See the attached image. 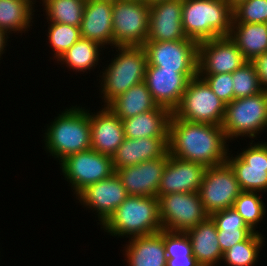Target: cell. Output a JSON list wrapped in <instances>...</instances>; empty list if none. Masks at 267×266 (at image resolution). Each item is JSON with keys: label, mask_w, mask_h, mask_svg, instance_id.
I'll return each instance as SVG.
<instances>
[{"label": "cell", "mask_w": 267, "mask_h": 266, "mask_svg": "<svg viewBox=\"0 0 267 266\" xmlns=\"http://www.w3.org/2000/svg\"><path fill=\"white\" fill-rule=\"evenodd\" d=\"M258 192L242 191L236 198L233 208L241 215L248 227L256 231L259 222L264 219L266 213V205Z\"/></svg>", "instance_id": "33"}, {"label": "cell", "mask_w": 267, "mask_h": 266, "mask_svg": "<svg viewBox=\"0 0 267 266\" xmlns=\"http://www.w3.org/2000/svg\"><path fill=\"white\" fill-rule=\"evenodd\" d=\"M42 3L47 22L81 26L86 0H42Z\"/></svg>", "instance_id": "31"}, {"label": "cell", "mask_w": 267, "mask_h": 266, "mask_svg": "<svg viewBox=\"0 0 267 266\" xmlns=\"http://www.w3.org/2000/svg\"><path fill=\"white\" fill-rule=\"evenodd\" d=\"M33 6L27 0H0V29L8 35L10 33L22 35L23 32H27L34 23L32 16H34L35 6Z\"/></svg>", "instance_id": "29"}, {"label": "cell", "mask_w": 267, "mask_h": 266, "mask_svg": "<svg viewBox=\"0 0 267 266\" xmlns=\"http://www.w3.org/2000/svg\"><path fill=\"white\" fill-rule=\"evenodd\" d=\"M232 7L225 0H182V26L197 43L229 36Z\"/></svg>", "instance_id": "4"}, {"label": "cell", "mask_w": 267, "mask_h": 266, "mask_svg": "<svg viewBox=\"0 0 267 266\" xmlns=\"http://www.w3.org/2000/svg\"><path fill=\"white\" fill-rule=\"evenodd\" d=\"M123 251L129 266H166L164 230L130 238Z\"/></svg>", "instance_id": "23"}, {"label": "cell", "mask_w": 267, "mask_h": 266, "mask_svg": "<svg viewBox=\"0 0 267 266\" xmlns=\"http://www.w3.org/2000/svg\"><path fill=\"white\" fill-rule=\"evenodd\" d=\"M103 107L90 113L91 149L112 157L123 143L124 128L121 119L107 106Z\"/></svg>", "instance_id": "20"}, {"label": "cell", "mask_w": 267, "mask_h": 266, "mask_svg": "<svg viewBox=\"0 0 267 266\" xmlns=\"http://www.w3.org/2000/svg\"><path fill=\"white\" fill-rule=\"evenodd\" d=\"M158 200L165 231L186 233L209 217L198 192L169 193Z\"/></svg>", "instance_id": "9"}, {"label": "cell", "mask_w": 267, "mask_h": 266, "mask_svg": "<svg viewBox=\"0 0 267 266\" xmlns=\"http://www.w3.org/2000/svg\"><path fill=\"white\" fill-rule=\"evenodd\" d=\"M198 74H181L177 70L147 66L144 82L158 106L171 112L179 105L190 79Z\"/></svg>", "instance_id": "16"}, {"label": "cell", "mask_w": 267, "mask_h": 266, "mask_svg": "<svg viewBox=\"0 0 267 266\" xmlns=\"http://www.w3.org/2000/svg\"><path fill=\"white\" fill-rule=\"evenodd\" d=\"M27 1H30L32 4L36 3V0H27Z\"/></svg>", "instance_id": "44"}, {"label": "cell", "mask_w": 267, "mask_h": 266, "mask_svg": "<svg viewBox=\"0 0 267 266\" xmlns=\"http://www.w3.org/2000/svg\"><path fill=\"white\" fill-rule=\"evenodd\" d=\"M112 8L113 0H86L80 36L113 48Z\"/></svg>", "instance_id": "21"}, {"label": "cell", "mask_w": 267, "mask_h": 266, "mask_svg": "<svg viewBox=\"0 0 267 266\" xmlns=\"http://www.w3.org/2000/svg\"><path fill=\"white\" fill-rule=\"evenodd\" d=\"M210 89L226 104L234 100L233 80L231 73L198 75Z\"/></svg>", "instance_id": "37"}, {"label": "cell", "mask_w": 267, "mask_h": 266, "mask_svg": "<svg viewBox=\"0 0 267 266\" xmlns=\"http://www.w3.org/2000/svg\"><path fill=\"white\" fill-rule=\"evenodd\" d=\"M263 236L260 232H253L245 241L235 244L223 253L222 261L226 266H254L259 259Z\"/></svg>", "instance_id": "32"}, {"label": "cell", "mask_w": 267, "mask_h": 266, "mask_svg": "<svg viewBox=\"0 0 267 266\" xmlns=\"http://www.w3.org/2000/svg\"><path fill=\"white\" fill-rule=\"evenodd\" d=\"M234 99L259 94L261 89L257 71L251 61L245 62L232 73Z\"/></svg>", "instance_id": "35"}, {"label": "cell", "mask_w": 267, "mask_h": 266, "mask_svg": "<svg viewBox=\"0 0 267 266\" xmlns=\"http://www.w3.org/2000/svg\"><path fill=\"white\" fill-rule=\"evenodd\" d=\"M232 13V23H267V0L240 1Z\"/></svg>", "instance_id": "36"}, {"label": "cell", "mask_w": 267, "mask_h": 266, "mask_svg": "<svg viewBox=\"0 0 267 266\" xmlns=\"http://www.w3.org/2000/svg\"><path fill=\"white\" fill-rule=\"evenodd\" d=\"M101 229L111 236L129 239L160 232L163 228L158 198L128 195L101 225Z\"/></svg>", "instance_id": "3"}, {"label": "cell", "mask_w": 267, "mask_h": 266, "mask_svg": "<svg viewBox=\"0 0 267 266\" xmlns=\"http://www.w3.org/2000/svg\"><path fill=\"white\" fill-rule=\"evenodd\" d=\"M186 234L191 242L193 256L200 266H218L222 263L223 253L219 246L217 227L210 216Z\"/></svg>", "instance_id": "24"}, {"label": "cell", "mask_w": 267, "mask_h": 266, "mask_svg": "<svg viewBox=\"0 0 267 266\" xmlns=\"http://www.w3.org/2000/svg\"><path fill=\"white\" fill-rule=\"evenodd\" d=\"M59 165L76 195L88 185L107 179L115 173L112 157L92 149L71 154Z\"/></svg>", "instance_id": "10"}, {"label": "cell", "mask_w": 267, "mask_h": 266, "mask_svg": "<svg viewBox=\"0 0 267 266\" xmlns=\"http://www.w3.org/2000/svg\"><path fill=\"white\" fill-rule=\"evenodd\" d=\"M229 142L220 125L195 123L171 115L168 152L175 158L206 167L226 162Z\"/></svg>", "instance_id": "1"}, {"label": "cell", "mask_w": 267, "mask_h": 266, "mask_svg": "<svg viewBox=\"0 0 267 266\" xmlns=\"http://www.w3.org/2000/svg\"><path fill=\"white\" fill-rule=\"evenodd\" d=\"M172 112L162 106L121 120L126 138L168 137Z\"/></svg>", "instance_id": "25"}, {"label": "cell", "mask_w": 267, "mask_h": 266, "mask_svg": "<svg viewBox=\"0 0 267 266\" xmlns=\"http://www.w3.org/2000/svg\"><path fill=\"white\" fill-rule=\"evenodd\" d=\"M128 197L126 188L114 173L111 177L90 184L76 195L80 204L97 214L102 225L117 207Z\"/></svg>", "instance_id": "15"}, {"label": "cell", "mask_w": 267, "mask_h": 266, "mask_svg": "<svg viewBox=\"0 0 267 266\" xmlns=\"http://www.w3.org/2000/svg\"><path fill=\"white\" fill-rule=\"evenodd\" d=\"M247 60L229 36L198 43V75L233 73Z\"/></svg>", "instance_id": "14"}, {"label": "cell", "mask_w": 267, "mask_h": 266, "mask_svg": "<svg viewBox=\"0 0 267 266\" xmlns=\"http://www.w3.org/2000/svg\"><path fill=\"white\" fill-rule=\"evenodd\" d=\"M221 127L229 142L240 137L254 139L264 133L267 130V92L234 99L226 104Z\"/></svg>", "instance_id": "6"}, {"label": "cell", "mask_w": 267, "mask_h": 266, "mask_svg": "<svg viewBox=\"0 0 267 266\" xmlns=\"http://www.w3.org/2000/svg\"><path fill=\"white\" fill-rule=\"evenodd\" d=\"M225 108L226 103L219 99L208 84L197 75L189 80L172 116L189 122L221 126Z\"/></svg>", "instance_id": "7"}, {"label": "cell", "mask_w": 267, "mask_h": 266, "mask_svg": "<svg viewBox=\"0 0 267 266\" xmlns=\"http://www.w3.org/2000/svg\"><path fill=\"white\" fill-rule=\"evenodd\" d=\"M182 39H188L182 26V0H166L151 5L146 41Z\"/></svg>", "instance_id": "19"}, {"label": "cell", "mask_w": 267, "mask_h": 266, "mask_svg": "<svg viewBox=\"0 0 267 266\" xmlns=\"http://www.w3.org/2000/svg\"><path fill=\"white\" fill-rule=\"evenodd\" d=\"M210 217L216 224L222 253L235 244L245 241L254 232L233 207L216 211Z\"/></svg>", "instance_id": "28"}, {"label": "cell", "mask_w": 267, "mask_h": 266, "mask_svg": "<svg viewBox=\"0 0 267 266\" xmlns=\"http://www.w3.org/2000/svg\"><path fill=\"white\" fill-rule=\"evenodd\" d=\"M9 39V35L3 31L2 29H0V58L2 56L3 53H5V50L4 48H6V46L8 45L7 44V41Z\"/></svg>", "instance_id": "41"}, {"label": "cell", "mask_w": 267, "mask_h": 266, "mask_svg": "<svg viewBox=\"0 0 267 266\" xmlns=\"http://www.w3.org/2000/svg\"><path fill=\"white\" fill-rule=\"evenodd\" d=\"M162 1H166V0H144V2L146 4H148L149 6L155 4V3H159V2H162Z\"/></svg>", "instance_id": "42"}, {"label": "cell", "mask_w": 267, "mask_h": 266, "mask_svg": "<svg viewBox=\"0 0 267 266\" xmlns=\"http://www.w3.org/2000/svg\"><path fill=\"white\" fill-rule=\"evenodd\" d=\"M57 115L47 124L43 136L45 151L60 163L71 154L90 150V110L75 105Z\"/></svg>", "instance_id": "2"}, {"label": "cell", "mask_w": 267, "mask_h": 266, "mask_svg": "<svg viewBox=\"0 0 267 266\" xmlns=\"http://www.w3.org/2000/svg\"><path fill=\"white\" fill-rule=\"evenodd\" d=\"M102 48L104 50L100 44L81 37L56 61L66 64V67L76 73L83 72L82 74H84L87 70L91 71L97 67L101 60Z\"/></svg>", "instance_id": "30"}, {"label": "cell", "mask_w": 267, "mask_h": 266, "mask_svg": "<svg viewBox=\"0 0 267 266\" xmlns=\"http://www.w3.org/2000/svg\"><path fill=\"white\" fill-rule=\"evenodd\" d=\"M115 50L118 54L114 55L99 76L103 106L132 86L143 82L148 65L142 46H118Z\"/></svg>", "instance_id": "5"}, {"label": "cell", "mask_w": 267, "mask_h": 266, "mask_svg": "<svg viewBox=\"0 0 267 266\" xmlns=\"http://www.w3.org/2000/svg\"><path fill=\"white\" fill-rule=\"evenodd\" d=\"M149 9L144 1L113 0V48L144 45L148 37Z\"/></svg>", "instance_id": "8"}, {"label": "cell", "mask_w": 267, "mask_h": 266, "mask_svg": "<svg viewBox=\"0 0 267 266\" xmlns=\"http://www.w3.org/2000/svg\"><path fill=\"white\" fill-rule=\"evenodd\" d=\"M207 167L169 154L157 198L169 193L198 192Z\"/></svg>", "instance_id": "18"}, {"label": "cell", "mask_w": 267, "mask_h": 266, "mask_svg": "<svg viewBox=\"0 0 267 266\" xmlns=\"http://www.w3.org/2000/svg\"><path fill=\"white\" fill-rule=\"evenodd\" d=\"M48 40L54 52V59L58 60L80 38V27L68 24L48 22Z\"/></svg>", "instance_id": "34"}, {"label": "cell", "mask_w": 267, "mask_h": 266, "mask_svg": "<svg viewBox=\"0 0 267 266\" xmlns=\"http://www.w3.org/2000/svg\"><path fill=\"white\" fill-rule=\"evenodd\" d=\"M142 47L147 66L177 70L181 74H198V43L193 39L146 41Z\"/></svg>", "instance_id": "11"}, {"label": "cell", "mask_w": 267, "mask_h": 266, "mask_svg": "<svg viewBox=\"0 0 267 266\" xmlns=\"http://www.w3.org/2000/svg\"><path fill=\"white\" fill-rule=\"evenodd\" d=\"M257 71L261 89L267 92V51L251 61Z\"/></svg>", "instance_id": "39"}, {"label": "cell", "mask_w": 267, "mask_h": 266, "mask_svg": "<svg viewBox=\"0 0 267 266\" xmlns=\"http://www.w3.org/2000/svg\"><path fill=\"white\" fill-rule=\"evenodd\" d=\"M251 140L250 146L226 162L234 171L242 191L267 192V142Z\"/></svg>", "instance_id": "13"}, {"label": "cell", "mask_w": 267, "mask_h": 266, "mask_svg": "<svg viewBox=\"0 0 267 266\" xmlns=\"http://www.w3.org/2000/svg\"><path fill=\"white\" fill-rule=\"evenodd\" d=\"M231 7H234L237 3L243 0H225Z\"/></svg>", "instance_id": "43"}, {"label": "cell", "mask_w": 267, "mask_h": 266, "mask_svg": "<svg viewBox=\"0 0 267 266\" xmlns=\"http://www.w3.org/2000/svg\"><path fill=\"white\" fill-rule=\"evenodd\" d=\"M229 37L247 61L267 51V23H232Z\"/></svg>", "instance_id": "26"}, {"label": "cell", "mask_w": 267, "mask_h": 266, "mask_svg": "<svg viewBox=\"0 0 267 266\" xmlns=\"http://www.w3.org/2000/svg\"><path fill=\"white\" fill-rule=\"evenodd\" d=\"M168 156L169 152L163 157L116 169L115 173L126 188L128 195L157 197Z\"/></svg>", "instance_id": "17"}, {"label": "cell", "mask_w": 267, "mask_h": 266, "mask_svg": "<svg viewBox=\"0 0 267 266\" xmlns=\"http://www.w3.org/2000/svg\"><path fill=\"white\" fill-rule=\"evenodd\" d=\"M166 266H200L194 256H175V258H167Z\"/></svg>", "instance_id": "40"}, {"label": "cell", "mask_w": 267, "mask_h": 266, "mask_svg": "<svg viewBox=\"0 0 267 266\" xmlns=\"http://www.w3.org/2000/svg\"><path fill=\"white\" fill-rule=\"evenodd\" d=\"M168 152V137L124 138L112 156L114 169L134 166L163 157Z\"/></svg>", "instance_id": "22"}, {"label": "cell", "mask_w": 267, "mask_h": 266, "mask_svg": "<svg viewBox=\"0 0 267 266\" xmlns=\"http://www.w3.org/2000/svg\"><path fill=\"white\" fill-rule=\"evenodd\" d=\"M121 120L134 117L158 107L143 81L118 95L106 105Z\"/></svg>", "instance_id": "27"}, {"label": "cell", "mask_w": 267, "mask_h": 266, "mask_svg": "<svg viewBox=\"0 0 267 266\" xmlns=\"http://www.w3.org/2000/svg\"><path fill=\"white\" fill-rule=\"evenodd\" d=\"M164 246L167 258L180 255L193 256L191 242L186 233L164 230Z\"/></svg>", "instance_id": "38"}, {"label": "cell", "mask_w": 267, "mask_h": 266, "mask_svg": "<svg viewBox=\"0 0 267 266\" xmlns=\"http://www.w3.org/2000/svg\"><path fill=\"white\" fill-rule=\"evenodd\" d=\"M241 192L234 171L227 162L207 167L198 191L209 216L216 211L232 208Z\"/></svg>", "instance_id": "12"}]
</instances>
